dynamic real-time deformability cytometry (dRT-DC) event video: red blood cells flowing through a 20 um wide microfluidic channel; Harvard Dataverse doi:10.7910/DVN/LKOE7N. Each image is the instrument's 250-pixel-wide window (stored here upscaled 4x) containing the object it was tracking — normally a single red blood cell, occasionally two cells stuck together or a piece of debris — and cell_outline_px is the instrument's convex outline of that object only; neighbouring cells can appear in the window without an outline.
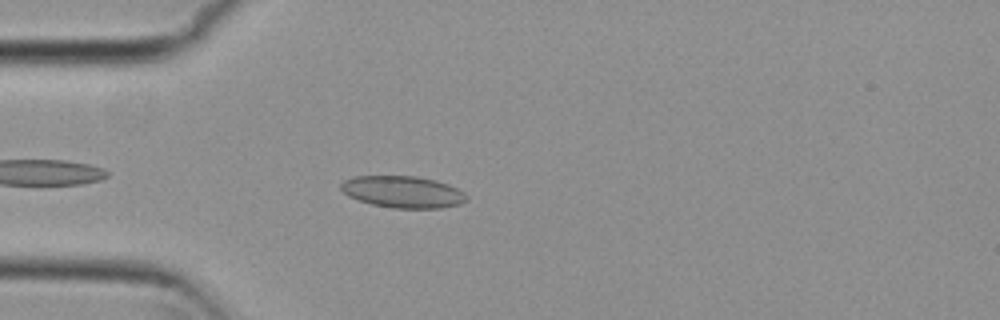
{"species": "common noctule bat (a hibernating species)", "species_latin": "Nyctalus noctula", "temperature_condition": "cold", "stored_images_in_passage": 44, "camera_frame_rate_fps": 3000, "um_per_image_px": 0.085, "animal": {"sex": "female", "body_mass_g": 29.2, "forearm_length_mm": 56.3}, "frame": {"image": 1, "passage_image": 4, "time_ms": 1.0, "image_size_px": [1000, 320], "cell_outline_px": [[468, 200], [460, 204], [440, 208], [392, 208], [372, 204], [348, 196], [340, 188], [340, 184], [344, 180], [356, 176], [416, 176], [436, 180], [448, 184], [464, 192], [468, 196]], "centroid_in_image_um": [34.26, 16.31], "position_along_channel_um": 50.7, "area_um2": 23.29}}
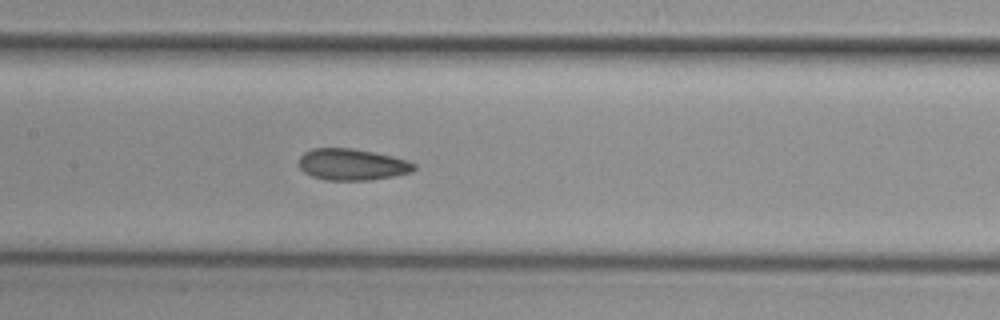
{"frame": {"image": 2, "passage_image": 15, "time_ms": 4.667, "image_size_px": [1000, 320], "cell_outline_px": [[416, 168], [412, 172], [396, 176], [372, 180], [324, 180], [312, 176], [304, 172], [300, 168], [300, 156], [304, 152], [312, 148], [352, 148], [392, 156], [408, 160], [416, 164]], "centroid_in_image_um": [29.95, 13.99], "position_along_channel_um": 177.4, "area_um2": 21.27}}
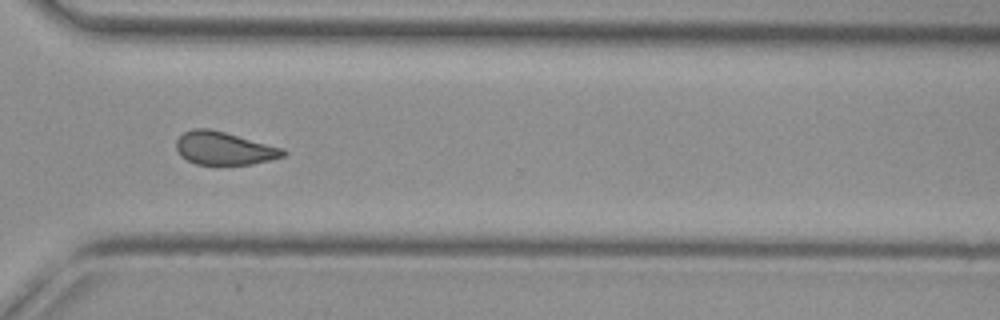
{"frame": {"image": 3, "passage_image": 29, "time_ms": 9.333, "image_size_px": [1000, 320], "cell_outline_px": [[288, 152], [284, 156], [252, 164], [196, 164], [180, 156], [176, 148], [176, 140], [184, 132], [196, 128], [208, 128], [224, 132], [284, 148]], "centroid_in_image_um": [19.05, 12.6], "position_along_channel_um": 351.6, "area_um2": 20.4}, "authors_computed_cell_mechanics": {"area_um2": 21.2415, "velocity_mm_per_s": 3.7313, "shape_relaxation_time_tau1_ms": null, "shape_relaxation_time_tau2_ms": 2.5191, "deformation_change_tau1": null, "deformation_change_tau2": 0.0873}}